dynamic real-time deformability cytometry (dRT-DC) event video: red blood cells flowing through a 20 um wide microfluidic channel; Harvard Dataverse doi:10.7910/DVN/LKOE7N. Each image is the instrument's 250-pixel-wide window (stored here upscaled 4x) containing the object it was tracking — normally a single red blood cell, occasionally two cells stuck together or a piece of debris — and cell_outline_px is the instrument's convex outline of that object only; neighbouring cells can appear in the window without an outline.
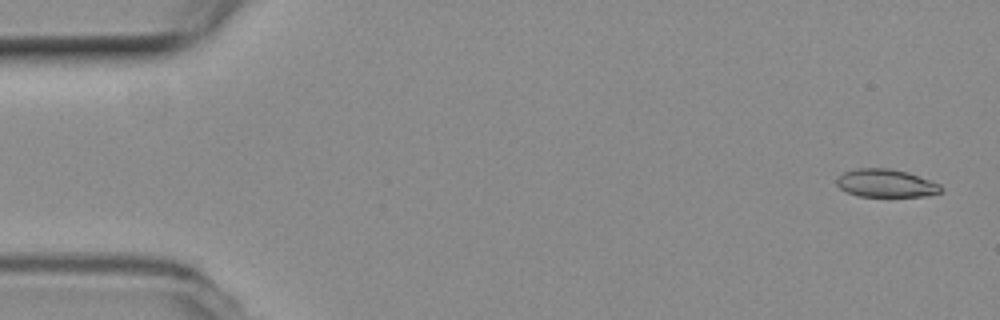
{"species": "common noctule bat (a hibernating species)", "species_latin": "Nyctalus noctula", "temperature_condition": "room temperature", "stored_images_in_passage": 8, "camera_frame_rate_fps": 3000, "um_per_image_px": 0.085, "animal": {"sex": "female", "body_mass_g": 19.3, "forearm_length_mm": 54.1}, "frame": {"image": 1, "passage_image": 2, "time_ms": 0.333, "image_size_px": [1000, 320], "cell_outline_px": [[944, 188], [940, 192], [924, 196], [860, 196], [848, 192], [840, 188], [836, 184], [836, 180], [844, 172], [856, 168], [888, 168], [908, 172], [940, 184]], "centroid_in_image_um": [75.31, 15.57], "position_along_channel_um": 9.7, "area_um2": 16.88}}